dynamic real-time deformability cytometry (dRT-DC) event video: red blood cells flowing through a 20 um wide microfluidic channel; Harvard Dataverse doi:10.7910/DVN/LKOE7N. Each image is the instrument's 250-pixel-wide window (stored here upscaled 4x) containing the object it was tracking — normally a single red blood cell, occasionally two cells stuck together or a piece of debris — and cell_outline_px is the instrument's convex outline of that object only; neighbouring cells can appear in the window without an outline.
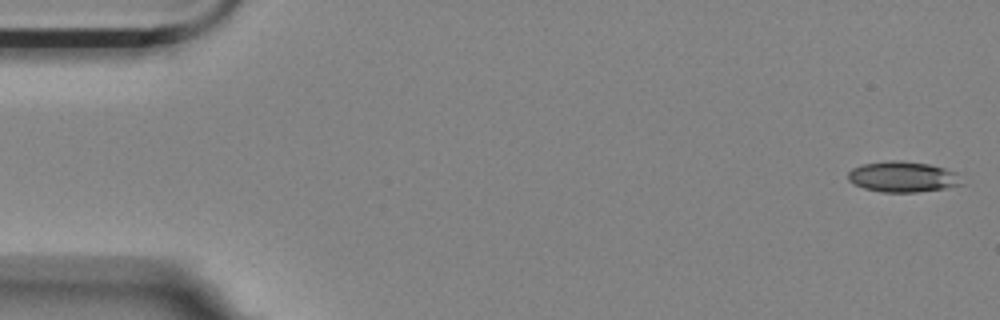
{"species": "Egyptian fruit bat (a non-hibernating species)", "species_latin": "Rousettus aegyptiacus", "temperature_condition": "room temperature", "stored_images_in_passage": 57, "camera_frame_rate_fps": 3000, "um_per_image_px": 0.085, "animal": {"sex": "female"}, "frame": {"image": 1, "passage_image": 1, "time_ms": 0.0, "image_size_px": [1000, 320], "cell_outline_px": [[964, 184], [944, 188], [916, 192], [880, 192], [864, 188], [848, 180], [848, 172], [852, 168], [860, 164], [888, 160], [900, 160], [928, 164], [944, 168], [956, 172]], "centroid_in_image_um": [76.71, 15.02], "position_along_channel_um": 8.3, "area_um2": 20.35}}
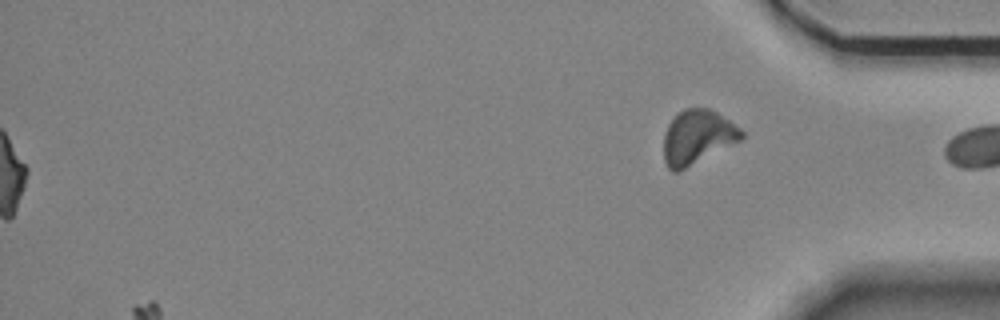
{"frame": {"image": 2, "passage_image": 57, "time_ms": 18.667, "image_size_px": [1000, 320], "cell_outline_px": [[744, 136], [740, 140], [680, 172], [672, 172], [668, 168], [664, 160], [664, 132], [668, 124], [684, 108], [708, 108], [716, 112], [740, 128], [744, 132]], "centroid_in_image_um": [59.26, 11.68], "position_along_channel_um": 375.9, "area_um2": 24.45}}